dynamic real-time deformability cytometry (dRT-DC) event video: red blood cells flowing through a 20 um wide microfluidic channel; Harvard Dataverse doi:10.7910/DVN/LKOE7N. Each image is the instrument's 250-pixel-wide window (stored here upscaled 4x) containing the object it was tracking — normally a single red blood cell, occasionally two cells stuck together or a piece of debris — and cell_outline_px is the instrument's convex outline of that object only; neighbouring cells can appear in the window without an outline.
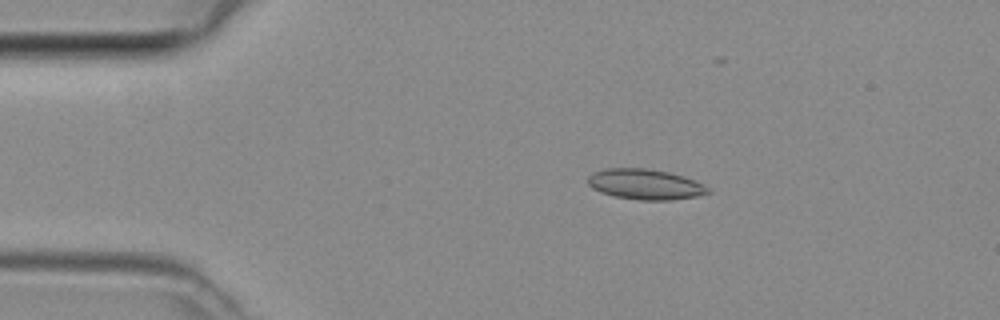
{"species": "common noctule bat (a hibernating species)", "species_latin": "Nyctalus noctula", "temperature_condition": "room temperature", "stored_images_in_passage": 3, "camera_frame_rate_fps": 3000, "um_per_image_px": 0.085, "animal": {"sex": "female", "body_mass_g": 29.2, "forearm_length_mm": 56.3}, "frame": {"image": 1, "passage_image": 2, "time_ms": 0.333, "image_size_px": [1000, 320], "cell_outline_px": [[712, 192], [696, 196], [668, 200], [640, 200], [616, 196], [600, 192], [592, 188], [588, 184], [588, 176], [592, 172], [604, 168], [648, 168], [668, 172], [684, 176], [696, 180], [704, 184]], "centroid_in_image_um": [54.84, 15.65], "position_along_channel_um": 30.2, "area_um2": 21.39}}